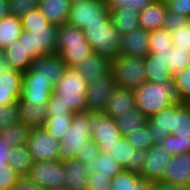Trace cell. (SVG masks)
Returning a JSON list of instances; mask_svg holds the SVG:
<instances>
[{
    "label": "cell",
    "mask_w": 190,
    "mask_h": 190,
    "mask_svg": "<svg viewBox=\"0 0 190 190\" xmlns=\"http://www.w3.org/2000/svg\"><path fill=\"white\" fill-rule=\"evenodd\" d=\"M136 108L151 118L173 103H181L174 81L152 83L145 81L134 91Z\"/></svg>",
    "instance_id": "cell-1"
},
{
    "label": "cell",
    "mask_w": 190,
    "mask_h": 190,
    "mask_svg": "<svg viewBox=\"0 0 190 190\" xmlns=\"http://www.w3.org/2000/svg\"><path fill=\"white\" fill-rule=\"evenodd\" d=\"M83 33L94 52L110 59L119 55L121 35L115 28L110 12L102 22L88 24V27L83 29Z\"/></svg>",
    "instance_id": "cell-2"
},
{
    "label": "cell",
    "mask_w": 190,
    "mask_h": 190,
    "mask_svg": "<svg viewBox=\"0 0 190 190\" xmlns=\"http://www.w3.org/2000/svg\"><path fill=\"white\" fill-rule=\"evenodd\" d=\"M93 52L86 41L82 28L68 23L58 26V43L56 53L61 57L67 67H74L86 59Z\"/></svg>",
    "instance_id": "cell-3"
},
{
    "label": "cell",
    "mask_w": 190,
    "mask_h": 190,
    "mask_svg": "<svg viewBox=\"0 0 190 190\" xmlns=\"http://www.w3.org/2000/svg\"><path fill=\"white\" fill-rule=\"evenodd\" d=\"M88 83L84 81L74 67H67L54 86V94L72 113L86 111V91Z\"/></svg>",
    "instance_id": "cell-4"
},
{
    "label": "cell",
    "mask_w": 190,
    "mask_h": 190,
    "mask_svg": "<svg viewBox=\"0 0 190 190\" xmlns=\"http://www.w3.org/2000/svg\"><path fill=\"white\" fill-rule=\"evenodd\" d=\"M111 72L117 88L135 91L146 81L144 58L119 54L111 59Z\"/></svg>",
    "instance_id": "cell-5"
},
{
    "label": "cell",
    "mask_w": 190,
    "mask_h": 190,
    "mask_svg": "<svg viewBox=\"0 0 190 190\" xmlns=\"http://www.w3.org/2000/svg\"><path fill=\"white\" fill-rule=\"evenodd\" d=\"M89 125V111L73 114L70 128L59 141L61 161L77 157L80 148L88 139H91Z\"/></svg>",
    "instance_id": "cell-6"
},
{
    "label": "cell",
    "mask_w": 190,
    "mask_h": 190,
    "mask_svg": "<svg viewBox=\"0 0 190 190\" xmlns=\"http://www.w3.org/2000/svg\"><path fill=\"white\" fill-rule=\"evenodd\" d=\"M19 38H23V45L34 60L39 56L56 53L58 26L49 24L45 28L23 29Z\"/></svg>",
    "instance_id": "cell-7"
},
{
    "label": "cell",
    "mask_w": 190,
    "mask_h": 190,
    "mask_svg": "<svg viewBox=\"0 0 190 190\" xmlns=\"http://www.w3.org/2000/svg\"><path fill=\"white\" fill-rule=\"evenodd\" d=\"M89 124L91 139L98 144L100 151L109 152L122 137L116 120L103 112L89 111Z\"/></svg>",
    "instance_id": "cell-8"
},
{
    "label": "cell",
    "mask_w": 190,
    "mask_h": 190,
    "mask_svg": "<svg viewBox=\"0 0 190 190\" xmlns=\"http://www.w3.org/2000/svg\"><path fill=\"white\" fill-rule=\"evenodd\" d=\"M64 161H38L30 167L27 176L47 190H60L66 187Z\"/></svg>",
    "instance_id": "cell-9"
},
{
    "label": "cell",
    "mask_w": 190,
    "mask_h": 190,
    "mask_svg": "<svg viewBox=\"0 0 190 190\" xmlns=\"http://www.w3.org/2000/svg\"><path fill=\"white\" fill-rule=\"evenodd\" d=\"M26 145L34 162L60 160L59 140L43 127L30 129Z\"/></svg>",
    "instance_id": "cell-10"
},
{
    "label": "cell",
    "mask_w": 190,
    "mask_h": 190,
    "mask_svg": "<svg viewBox=\"0 0 190 190\" xmlns=\"http://www.w3.org/2000/svg\"><path fill=\"white\" fill-rule=\"evenodd\" d=\"M105 0H89L71 5L67 23L77 28L85 29L88 24L102 22L109 13Z\"/></svg>",
    "instance_id": "cell-11"
},
{
    "label": "cell",
    "mask_w": 190,
    "mask_h": 190,
    "mask_svg": "<svg viewBox=\"0 0 190 190\" xmlns=\"http://www.w3.org/2000/svg\"><path fill=\"white\" fill-rule=\"evenodd\" d=\"M116 88L111 71L99 80L89 83L86 91V111L103 112Z\"/></svg>",
    "instance_id": "cell-12"
},
{
    "label": "cell",
    "mask_w": 190,
    "mask_h": 190,
    "mask_svg": "<svg viewBox=\"0 0 190 190\" xmlns=\"http://www.w3.org/2000/svg\"><path fill=\"white\" fill-rule=\"evenodd\" d=\"M54 86L30 69L23 73L21 99L27 104H47Z\"/></svg>",
    "instance_id": "cell-13"
},
{
    "label": "cell",
    "mask_w": 190,
    "mask_h": 190,
    "mask_svg": "<svg viewBox=\"0 0 190 190\" xmlns=\"http://www.w3.org/2000/svg\"><path fill=\"white\" fill-rule=\"evenodd\" d=\"M112 157L121 165L123 169L140 173L146 158V151L134 148V146L122 136L116 144L109 150Z\"/></svg>",
    "instance_id": "cell-14"
},
{
    "label": "cell",
    "mask_w": 190,
    "mask_h": 190,
    "mask_svg": "<svg viewBox=\"0 0 190 190\" xmlns=\"http://www.w3.org/2000/svg\"><path fill=\"white\" fill-rule=\"evenodd\" d=\"M146 126L152 144L161 145L167 135L175 131V103L147 119Z\"/></svg>",
    "instance_id": "cell-15"
},
{
    "label": "cell",
    "mask_w": 190,
    "mask_h": 190,
    "mask_svg": "<svg viewBox=\"0 0 190 190\" xmlns=\"http://www.w3.org/2000/svg\"><path fill=\"white\" fill-rule=\"evenodd\" d=\"M67 66L57 53L39 56L33 60L30 70L55 86Z\"/></svg>",
    "instance_id": "cell-16"
},
{
    "label": "cell",
    "mask_w": 190,
    "mask_h": 190,
    "mask_svg": "<svg viewBox=\"0 0 190 190\" xmlns=\"http://www.w3.org/2000/svg\"><path fill=\"white\" fill-rule=\"evenodd\" d=\"M171 156L161 145H153L146 150V158L143 163V169L139 173L141 177L152 181H161L163 179L166 166Z\"/></svg>",
    "instance_id": "cell-17"
},
{
    "label": "cell",
    "mask_w": 190,
    "mask_h": 190,
    "mask_svg": "<svg viewBox=\"0 0 190 190\" xmlns=\"http://www.w3.org/2000/svg\"><path fill=\"white\" fill-rule=\"evenodd\" d=\"M74 69L89 84L99 80L111 71V59L93 51L87 55L86 59L80 60L74 66Z\"/></svg>",
    "instance_id": "cell-18"
},
{
    "label": "cell",
    "mask_w": 190,
    "mask_h": 190,
    "mask_svg": "<svg viewBox=\"0 0 190 190\" xmlns=\"http://www.w3.org/2000/svg\"><path fill=\"white\" fill-rule=\"evenodd\" d=\"M161 181L190 188V153L171 157Z\"/></svg>",
    "instance_id": "cell-19"
},
{
    "label": "cell",
    "mask_w": 190,
    "mask_h": 190,
    "mask_svg": "<svg viewBox=\"0 0 190 190\" xmlns=\"http://www.w3.org/2000/svg\"><path fill=\"white\" fill-rule=\"evenodd\" d=\"M119 54L145 58L149 54V32L139 27L121 36Z\"/></svg>",
    "instance_id": "cell-20"
},
{
    "label": "cell",
    "mask_w": 190,
    "mask_h": 190,
    "mask_svg": "<svg viewBox=\"0 0 190 190\" xmlns=\"http://www.w3.org/2000/svg\"><path fill=\"white\" fill-rule=\"evenodd\" d=\"M23 73L16 69L0 73V104H14L21 98Z\"/></svg>",
    "instance_id": "cell-21"
},
{
    "label": "cell",
    "mask_w": 190,
    "mask_h": 190,
    "mask_svg": "<svg viewBox=\"0 0 190 190\" xmlns=\"http://www.w3.org/2000/svg\"><path fill=\"white\" fill-rule=\"evenodd\" d=\"M134 109H136L134 91L116 88L103 113L116 120Z\"/></svg>",
    "instance_id": "cell-22"
},
{
    "label": "cell",
    "mask_w": 190,
    "mask_h": 190,
    "mask_svg": "<svg viewBox=\"0 0 190 190\" xmlns=\"http://www.w3.org/2000/svg\"><path fill=\"white\" fill-rule=\"evenodd\" d=\"M167 9L165 0H155L139 13V26L148 32L161 29Z\"/></svg>",
    "instance_id": "cell-23"
},
{
    "label": "cell",
    "mask_w": 190,
    "mask_h": 190,
    "mask_svg": "<svg viewBox=\"0 0 190 190\" xmlns=\"http://www.w3.org/2000/svg\"><path fill=\"white\" fill-rule=\"evenodd\" d=\"M70 0H39V9L52 25L60 26L67 23L70 10Z\"/></svg>",
    "instance_id": "cell-24"
},
{
    "label": "cell",
    "mask_w": 190,
    "mask_h": 190,
    "mask_svg": "<svg viewBox=\"0 0 190 190\" xmlns=\"http://www.w3.org/2000/svg\"><path fill=\"white\" fill-rule=\"evenodd\" d=\"M20 121L32 128H42L48 118L46 104H27L21 98L17 100Z\"/></svg>",
    "instance_id": "cell-25"
},
{
    "label": "cell",
    "mask_w": 190,
    "mask_h": 190,
    "mask_svg": "<svg viewBox=\"0 0 190 190\" xmlns=\"http://www.w3.org/2000/svg\"><path fill=\"white\" fill-rule=\"evenodd\" d=\"M66 171V188L70 190H87L89 169L77 158L64 161Z\"/></svg>",
    "instance_id": "cell-26"
},
{
    "label": "cell",
    "mask_w": 190,
    "mask_h": 190,
    "mask_svg": "<svg viewBox=\"0 0 190 190\" xmlns=\"http://www.w3.org/2000/svg\"><path fill=\"white\" fill-rule=\"evenodd\" d=\"M153 182L139 173L123 169L112 178L111 190H152Z\"/></svg>",
    "instance_id": "cell-27"
},
{
    "label": "cell",
    "mask_w": 190,
    "mask_h": 190,
    "mask_svg": "<svg viewBox=\"0 0 190 190\" xmlns=\"http://www.w3.org/2000/svg\"><path fill=\"white\" fill-rule=\"evenodd\" d=\"M146 81L152 83H164L173 81V74L159 59V55L148 54L144 58Z\"/></svg>",
    "instance_id": "cell-28"
},
{
    "label": "cell",
    "mask_w": 190,
    "mask_h": 190,
    "mask_svg": "<svg viewBox=\"0 0 190 190\" xmlns=\"http://www.w3.org/2000/svg\"><path fill=\"white\" fill-rule=\"evenodd\" d=\"M23 27L21 19L7 15L0 19V51H4L19 39Z\"/></svg>",
    "instance_id": "cell-29"
},
{
    "label": "cell",
    "mask_w": 190,
    "mask_h": 190,
    "mask_svg": "<svg viewBox=\"0 0 190 190\" xmlns=\"http://www.w3.org/2000/svg\"><path fill=\"white\" fill-rule=\"evenodd\" d=\"M155 55H159V59L173 75L190 66V52L188 50L171 47L168 50L157 51Z\"/></svg>",
    "instance_id": "cell-30"
},
{
    "label": "cell",
    "mask_w": 190,
    "mask_h": 190,
    "mask_svg": "<svg viewBox=\"0 0 190 190\" xmlns=\"http://www.w3.org/2000/svg\"><path fill=\"white\" fill-rule=\"evenodd\" d=\"M13 69L22 73L30 69L33 59L28 55L23 38L16 40L10 47L4 50Z\"/></svg>",
    "instance_id": "cell-31"
},
{
    "label": "cell",
    "mask_w": 190,
    "mask_h": 190,
    "mask_svg": "<svg viewBox=\"0 0 190 190\" xmlns=\"http://www.w3.org/2000/svg\"><path fill=\"white\" fill-rule=\"evenodd\" d=\"M110 13L115 28L118 30L121 36L140 27L139 14L131 9L129 10L128 8H125L111 10Z\"/></svg>",
    "instance_id": "cell-32"
},
{
    "label": "cell",
    "mask_w": 190,
    "mask_h": 190,
    "mask_svg": "<svg viewBox=\"0 0 190 190\" xmlns=\"http://www.w3.org/2000/svg\"><path fill=\"white\" fill-rule=\"evenodd\" d=\"M33 163L27 145L14 147L8 156V165L21 176H27Z\"/></svg>",
    "instance_id": "cell-33"
},
{
    "label": "cell",
    "mask_w": 190,
    "mask_h": 190,
    "mask_svg": "<svg viewBox=\"0 0 190 190\" xmlns=\"http://www.w3.org/2000/svg\"><path fill=\"white\" fill-rule=\"evenodd\" d=\"M30 129L29 126L24 125L21 121L11 124L0 130V140L12 144L13 147L26 145Z\"/></svg>",
    "instance_id": "cell-34"
},
{
    "label": "cell",
    "mask_w": 190,
    "mask_h": 190,
    "mask_svg": "<svg viewBox=\"0 0 190 190\" xmlns=\"http://www.w3.org/2000/svg\"><path fill=\"white\" fill-rule=\"evenodd\" d=\"M123 168L112 157L111 153L101 151L96 160L89 167V172H97L100 175H108L114 178Z\"/></svg>",
    "instance_id": "cell-35"
},
{
    "label": "cell",
    "mask_w": 190,
    "mask_h": 190,
    "mask_svg": "<svg viewBox=\"0 0 190 190\" xmlns=\"http://www.w3.org/2000/svg\"><path fill=\"white\" fill-rule=\"evenodd\" d=\"M177 138H190V104L175 103V131Z\"/></svg>",
    "instance_id": "cell-36"
},
{
    "label": "cell",
    "mask_w": 190,
    "mask_h": 190,
    "mask_svg": "<svg viewBox=\"0 0 190 190\" xmlns=\"http://www.w3.org/2000/svg\"><path fill=\"white\" fill-rule=\"evenodd\" d=\"M73 114L48 116L44 129L55 139L61 140L71 126Z\"/></svg>",
    "instance_id": "cell-37"
},
{
    "label": "cell",
    "mask_w": 190,
    "mask_h": 190,
    "mask_svg": "<svg viewBox=\"0 0 190 190\" xmlns=\"http://www.w3.org/2000/svg\"><path fill=\"white\" fill-rule=\"evenodd\" d=\"M116 122L122 136H125L128 132L144 126L147 118L136 108L133 111H129L126 115L117 118Z\"/></svg>",
    "instance_id": "cell-38"
},
{
    "label": "cell",
    "mask_w": 190,
    "mask_h": 190,
    "mask_svg": "<svg viewBox=\"0 0 190 190\" xmlns=\"http://www.w3.org/2000/svg\"><path fill=\"white\" fill-rule=\"evenodd\" d=\"M173 47L171 32L166 29H158L149 32V54H155L157 51L168 50Z\"/></svg>",
    "instance_id": "cell-39"
},
{
    "label": "cell",
    "mask_w": 190,
    "mask_h": 190,
    "mask_svg": "<svg viewBox=\"0 0 190 190\" xmlns=\"http://www.w3.org/2000/svg\"><path fill=\"white\" fill-rule=\"evenodd\" d=\"M161 146L171 157L187 154L190 153V138H177L175 135L169 134Z\"/></svg>",
    "instance_id": "cell-40"
},
{
    "label": "cell",
    "mask_w": 190,
    "mask_h": 190,
    "mask_svg": "<svg viewBox=\"0 0 190 190\" xmlns=\"http://www.w3.org/2000/svg\"><path fill=\"white\" fill-rule=\"evenodd\" d=\"M124 137L137 149L146 151L153 146L146 124L128 132Z\"/></svg>",
    "instance_id": "cell-41"
},
{
    "label": "cell",
    "mask_w": 190,
    "mask_h": 190,
    "mask_svg": "<svg viewBox=\"0 0 190 190\" xmlns=\"http://www.w3.org/2000/svg\"><path fill=\"white\" fill-rule=\"evenodd\" d=\"M173 81L177 87L181 103H190V66L179 71L173 76Z\"/></svg>",
    "instance_id": "cell-42"
},
{
    "label": "cell",
    "mask_w": 190,
    "mask_h": 190,
    "mask_svg": "<svg viewBox=\"0 0 190 190\" xmlns=\"http://www.w3.org/2000/svg\"><path fill=\"white\" fill-rule=\"evenodd\" d=\"M9 15L22 19L28 12L39 8V0H8Z\"/></svg>",
    "instance_id": "cell-43"
},
{
    "label": "cell",
    "mask_w": 190,
    "mask_h": 190,
    "mask_svg": "<svg viewBox=\"0 0 190 190\" xmlns=\"http://www.w3.org/2000/svg\"><path fill=\"white\" fill-rule=\"evenodd\" d=\"M154 1L155 0H106L109 11L128 8L138 14Z\"/></svg>",
    "instance_id": "cell-44"
},
{
    "label": "cell",
    "mask_w": 190,
    "mask_h": 190,
    "mask_svg": "<svg viewBox=\"0 0 190 190\" xmlns=\"http://www.w3.org/2000/svg\"><path fill=\"white\" fill-rule=\"evenodd\" d=\"M100 152L98 144L93 139H88L78 151L76 158L89 169Z\"/></svg>",
    "instance_id": "cell-45"
},
{
    "label": "cell",
    "mask_w": 190,
    "mask_h": 190,
    "mask_svg": "<svg viewBox=\"0 0 190 190\" xmlns=\"http://www.w3.org/2000/svg\"><path fill=\"white\" fill-rule=\"evenodd\" d=\"M171 39L174 48L190 52V21L186 25L174 29L171 32Z\"/></svg>",
    "instance_id": "cell-46"
},
{
    "label": "cell",
    "mask_w": 190,
    "mask_h": 190,
    "mask_svg": "<svg viewBox=\"0 0 190 190\" xmlns=\"http://www.w3.org/2000/svg\"><path fill=\"white\" fill-rule=\"evenodd\" d=\"M19 110L17 103L0 104V130L14 123H19Z\"/></svg>",
    "instance_id": "cell-47"
},
{
    "label": "cell",
    "mask_w": 190,
    "mask_h": 190,
    "mask_svg": "<svg viewBox=\"0 0 190 190\" xmlns=\"http://www.w3.org/2000/svg\"><path fill=\"white\" fill-rule=\"evenodd\" d=\"M21 23L23 29L45 28L50 24L39 8L28 12L21 19Z\"/></svg>",
    "instance_id": "cell-48"
},
{
    "label": "cell",
    "mask_w": 190,
    "mask_h": 190,
    "mask_svg": "<svg viewBox=\"0 0 190 190\" xmlns=\"http://www.w3.org/2000/svg\"><path fill=\"white\" fill-rule=\"evenodd\" d=\"M21 177L9 165H0V190H11Z\"/></svg>",
    "instance_id": "cell-49"
},
{
    "label": "cell",
    "mask_w": 190,
    "mask_h": 190,
    "mask_svg": "<svg viewBox=\"0 0 190 190\" xmlns=\"http://www.w3.org/2000/svg\"><path fill=\"white\" fill-rule=\"evenodd\" d=\"M112 178L108 175H100L97 172H89L87 190H111Z\"/></svg>",
    "instance_id": "cell-50"
},
{
    "label": "cell",
    "mask_w": 190,
    "mask_h": 190,
    "mask_svg": "<svg viewBox=\"0 0 190 190\" xmlns=\"http://www.w3.org/2000/svg\"><path fill=\"white\" fill-rule=\"evenodd\" d=\"M189 21L190 18L183 15H178L177 13L167 9L166 17L162 28L172 32L177 27L180 28L181 26L186 25Z\"/></svg>",
    "instance_id": "cell-51"
},
{
    "label": "cell",
    "mask_w": 190,
    "mask_h": 190,
    "mask_svg": "<svg viewBox=\"0 0 190 190\" xmlns=\"http://www.w3.org/2000/svg\"><path fill=\"white\" fill-rule=\"evenodd\" d=\"M48 116L62 115V114H74L67 106H64L54 93L51 95L49 101L46 104Z\"/></svg>",
    "instance_id": "cell-52"
},
{
    "label": "cell",
    "mask_w": 190,
    "mask_h": 190,
    "mask_svg": "<svg viewBox=\"0 0 190 190\" xmlns=\"http://www.w3.org/2000/svg\"><path fill=\"white\" fill-rule=\"evenodd\" d=\"M168 9L178 15L190 18V0H165Z\"/></svg>",
    "instance_id": "cell-53"
},
{
    "label": "cell",
    "mask_w": 190,
    "mask_h": 190,
    "mask_svg": "<svg viewBox=\"0 0 190 190\" xmlns=\"http://www.w3.org/2000/svg\"><path fill=\"white\" fill-rule=\"evenodd\" d=\"M11 190H47L40 184L33 182L28 176H21Z\"/></svg>",
    "instance_id": "cell-54"
},
{
    "label": "cell",
    "mask_w": 190,
    "mask_h": 190,
    "mask_svg": "<svg viewBox=\"0 0 190 190\" xmlns=\"http://www.w3.org/2000/svg\"><path fill=\"white\" fill-rule=\"evenodd\" d=\"M14 147L3 140H0V165H8V156Z\"/></svg>",
    "instance_id": "cell-55"
},
{
    "label": "cell",
    "mask_w": 190,
    "mask_h": 190,
    "mask_svg": "<svg viewBox=\"0 0 190 190\" xmlns=\"http://www.w3.org/2000/svg\"><path fill=\"white\" fill-rule=\"evenodd\" d=\"M152 190H190L184 186H175L162 181L153 182Z\"/></svg>",
    "instance_id": "cell-56"
},
{
    "label": "cell",
    "mask_w": 190,
    "mask_h": 190,
    "mask_svg": "<svg viewBox=\"0 0 190 190\" xmlns=\"http://www.w3.org/2000/svg\"><path fill=\"white\" fill-rule=\"evenodd\" d=\"M13 69L4 51H0V73Z\"/></svg>",
    "instance_id": "cell-57"
},
{
    "label": "cell",
    "mask_w": 190,
    "mask_h": 190,
    "mask_svg": "<svg viewBox=\"0 0 190 190\" xmlns=\"http://www.w3.org/2000/svg\"><path fill=\"white\" fill-rule=\"evenodd\" d=\"M9 15L8 0H0V19Z\"/></svg>",
    "instance_id": "cell-58"
},
{
    "label": "cell",
    "mask_w": 190,
    "mask_h": 190,
    "mask_svg": "<svg viewBox=\"0 0 190 190\" xmlns=\"http://www.w3.org/2000/svg\"><path fill=\"white\" fill-rule=\"evenodd\" d=\"M72 4H75V3H80V2H86V1H89V0H70Z\"/></svg>",
    "instance_id": "cell-59"
},
{
    "label": "cell",
    "mask_w": 190,
    "mask_h": 190,
    "mask_svg": "<svg viewBox=\"0 0 190 190\" xmlns=\"http://www.w3.org/2000/svg\"><path fill=\"white\" fill-rule=\"evenodd\" d=\"M60 190H70V189H68V188L65 187V188H61Z\"/></svg>",
    "instance_id": "cell-60"
}]
</instances>
